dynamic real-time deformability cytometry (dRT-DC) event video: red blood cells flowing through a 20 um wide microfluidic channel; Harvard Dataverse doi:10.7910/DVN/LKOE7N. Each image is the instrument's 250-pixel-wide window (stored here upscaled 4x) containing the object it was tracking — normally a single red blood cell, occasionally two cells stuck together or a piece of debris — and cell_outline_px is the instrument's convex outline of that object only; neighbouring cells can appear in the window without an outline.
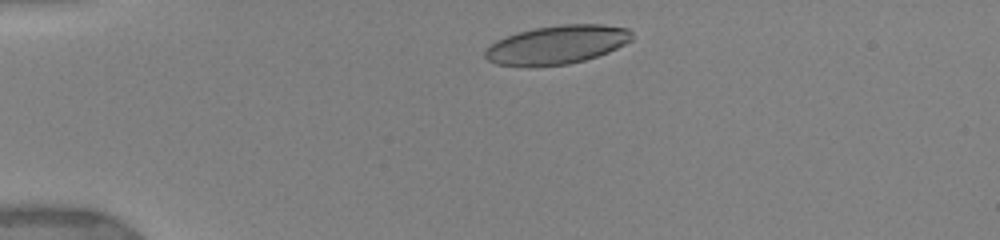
{"species": "human", "species_latin": "Homo sapiens", "temperature_condition": "warm", "stored_images_in_passage": 12, "camera_frame_rate_fps": 3000, "um_per_image_px": 0.085, "donor": {"sex": "female"}, "frame": {"image": 1, "passage_image": 5, "time_ms": 1.0, "image_size_px": [1000, 240], "cell_outline_px": [[632, 40], [608, 52], [584, 60], [568, 64], [496, 64], [488, 60], [484, 56], [484, 52], [496, 40], [520, 32], [536, 28], [560, 24], [600, 24], [628, 28], [632, 32]], "centroid_in_image_um": [47.4, 3.77], "position_along_channel_um": 37.6, "area_um2": 32.14}}